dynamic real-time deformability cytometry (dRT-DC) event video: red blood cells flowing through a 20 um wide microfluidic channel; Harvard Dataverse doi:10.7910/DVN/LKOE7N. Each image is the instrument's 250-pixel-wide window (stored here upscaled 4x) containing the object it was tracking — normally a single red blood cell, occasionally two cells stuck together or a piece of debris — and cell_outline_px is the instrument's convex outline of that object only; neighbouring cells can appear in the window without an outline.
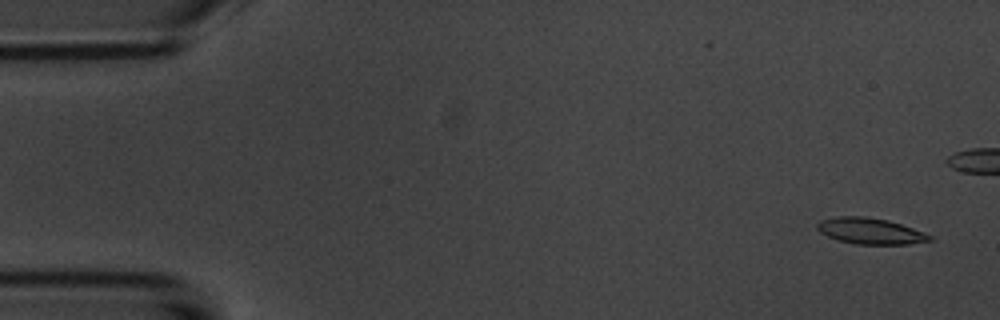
{"species": "common noctule bat (a hibernating species)", "species_latin": "Nyctalus noctula", "temperature_condition": "room temperature", "stored_images_in_passage": 6, "camera_frame_rate_fps": 3000, "um_per_image_px": 0.085, "animal": {"sex": "male", "body_mass_g": 20.1, "forearm_length_mm": 53.5}, "frame": {"image": 1, "passage_image": 1, "time_ms": 0.0, "image_size_px": [1000, 320], "cell_outline_px": [[932, 240], [908, 244], [856, 244], [840, 240], [828, 236], [820, 232], [816, 228], [816, 224], [820, 220], [836, 216], [864, 216], [888, 220], [924, 232], [932, 236]], "centroid_in_image_um": [73.95, 19.63], "position_along_channel_um": 11.0, "area_um2": 16.99}}
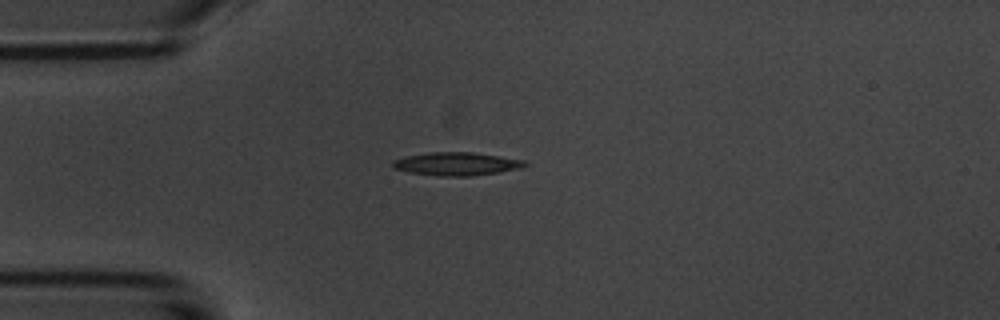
{"frame": {"image": 2, "passage_image": 6, "time_ms": 5.667, "image_size_px": [1000, 320], "cell_outline_px": [[528, 164], [520, 168], [500, 172], [472, 176], [436, 176], [408, 172], [392, 168], [392, 160], [404, 156], [428, 152], [472, 152], [500, 156], [524, 160]], "centroid_in_image_um": [38.76, 13.93], "position_along_channel_um": 46.2, "area_um2": 18.03}}